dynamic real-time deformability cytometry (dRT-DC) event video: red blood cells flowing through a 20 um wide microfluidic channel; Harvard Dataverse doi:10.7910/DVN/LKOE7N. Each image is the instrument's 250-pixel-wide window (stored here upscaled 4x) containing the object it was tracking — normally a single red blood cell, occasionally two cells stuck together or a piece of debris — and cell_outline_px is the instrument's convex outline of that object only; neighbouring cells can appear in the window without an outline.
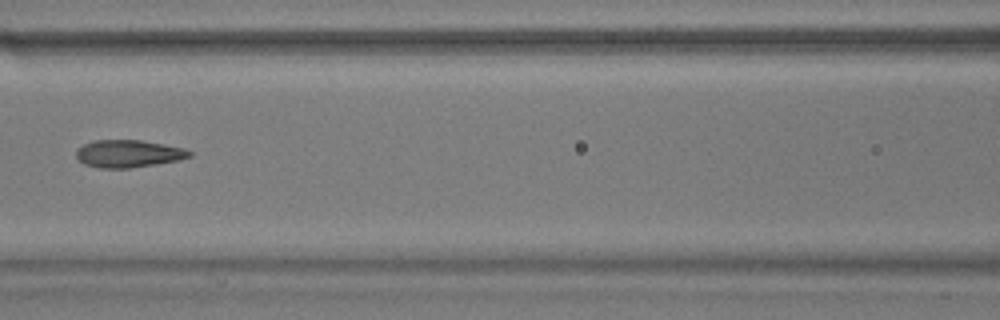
{"species": "common noctule bat (a hibernating species)", "species_latin": "Nyctalus noctula", "temperature_condition": "warm", "stored_images_in_passage": 9, "camera_frame_rate_fps": 3000, "um_per_image_px": 0.085, "animal": {"sex": "male", "body_mass_g": 17.9}, "frame": {"image": 1, "passage_image": 7, "time_ms": 2.0, "image_size_px": [1000, 320], "cell_outline_px": [[192, 156], [180, 160], [156, 164], [128, 168], [100, 168], [84, 164], [76, 156], [76, 148], [92, 140], [140, 140], [184, 148], [192, 152]], "centroid_in_image_um": [10.9, 13.06], "position_along_channel_um": 155.7, "area_um2": 18.15}}